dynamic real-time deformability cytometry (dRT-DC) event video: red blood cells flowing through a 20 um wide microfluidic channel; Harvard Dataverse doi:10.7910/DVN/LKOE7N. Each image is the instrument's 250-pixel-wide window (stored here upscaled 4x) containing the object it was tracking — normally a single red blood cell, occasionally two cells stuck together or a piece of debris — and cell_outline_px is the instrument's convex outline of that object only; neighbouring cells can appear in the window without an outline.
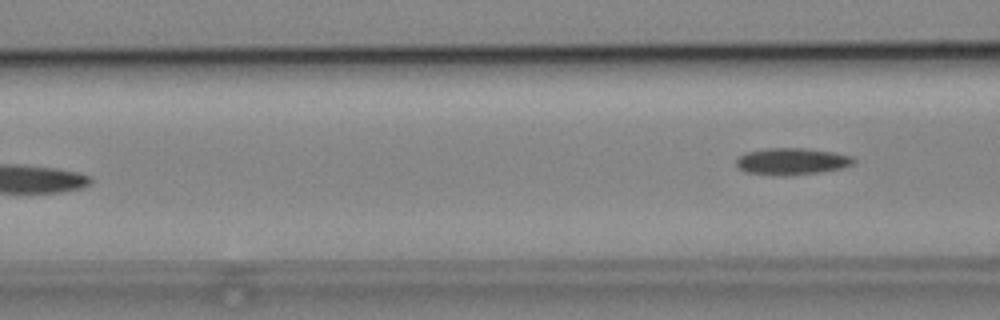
{"species": "common noctule bat (a hibernating species)", "species_latin": "Nyctalus noctula", "temperature_condition": "cold", "stored_images_in_passage": 6, "camera_frame_rate_fps": 3000, "um_per_image_px": 0.085, "animal": {"sex": "male", "body_mass_g": 19.2, "forearm_length_mm": 51.8}, "frame": {"image": 1, "passage_image": 6, "time_ms": 6.667, "image_size_px": [1000, 320], "cell_outline_px": [[856, 160], [852, 164], [844, 168], [820, 172], [748, 172], [740, 168], [736, 164], [736, 160], [744, 152], [768, 148], [804, 148], [836, 152], [852, 156]], "centroid_in_image_um": [67.39, 13.64], "position_along_channel_um": 99.2, "area_um2": 17.28}}